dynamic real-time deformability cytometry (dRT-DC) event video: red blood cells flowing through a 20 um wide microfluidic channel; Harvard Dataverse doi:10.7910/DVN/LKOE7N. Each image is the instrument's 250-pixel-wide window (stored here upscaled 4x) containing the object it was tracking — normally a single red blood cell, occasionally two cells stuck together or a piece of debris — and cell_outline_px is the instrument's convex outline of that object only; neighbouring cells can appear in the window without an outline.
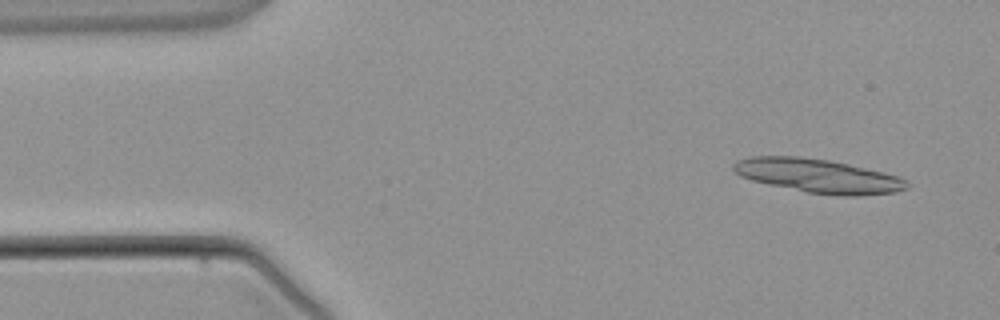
{"species": "common noctule bat (a hibernating species)", "species_latin": "Nyctalus noctula", "temperature_condition": "warm", "stored_images_in_passage": 4, "segment_of_instrument_passage": [2, 2], "camera_frame_rate_fps": 3000, "um_per_image_px": 0.085, "animal": {"sex": "male", "body_mass_g": 21.5, "forearm_length_mm": 52.0}, "frame": {"image": 1, "passage_image": 4, "time_ms": 3.667, "image_size_px": [1000, 320], "cell_outline_px": [[908, 188], [896, 192], [860, 196], [844, 196], [808, 192], [752, 180], [740, 176], [732, 168], [732, 164], [736, 160], [748, 156], [800, 156], [828, 160], [848, 164], [884, 172], [896, 176], [904, 180], [908, 184]], "centroid_in_image_um": [69.52, 14.94], "position_along_channel_um": 15.5, "area_um2": 33.99}}